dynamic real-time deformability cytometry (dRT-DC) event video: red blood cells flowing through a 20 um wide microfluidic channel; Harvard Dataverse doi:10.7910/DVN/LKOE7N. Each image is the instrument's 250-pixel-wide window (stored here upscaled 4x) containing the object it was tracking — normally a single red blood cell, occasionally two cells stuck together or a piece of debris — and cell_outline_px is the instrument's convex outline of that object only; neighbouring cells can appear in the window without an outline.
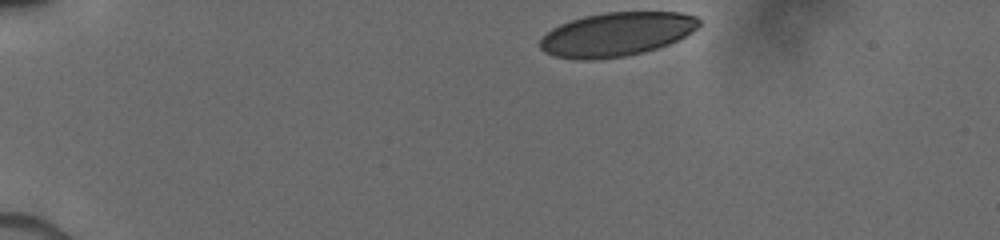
{"species": "human", "species_latin": "Homo sapiens", "temperature_condition": "cold", "stored_images_in_passage": 34, "camera_frame_rate_fps": 3000, "um_per_image_px": 0.085, "donor": {"sex": "male"}, "frame": {"image": 1, "passage_image": 1, "time_ms": 0.0, "image_size_px": [1000, 240], "cell_outline_px": [[700, 24], [692, 32], [668, 44], [644, 52], [624, 56], [592, 60], [584, 60], [556, 56], [544, 52], [540, 48], [540, 40], [552, 28], [560, 24], [584, 16], [604, 12], [680, 12], [696, 16], [700, 20]], "centroid_in_image_um": [52.41, 2.91], "position_along_channel_um": 32.6, "area_um2": 40.4}}
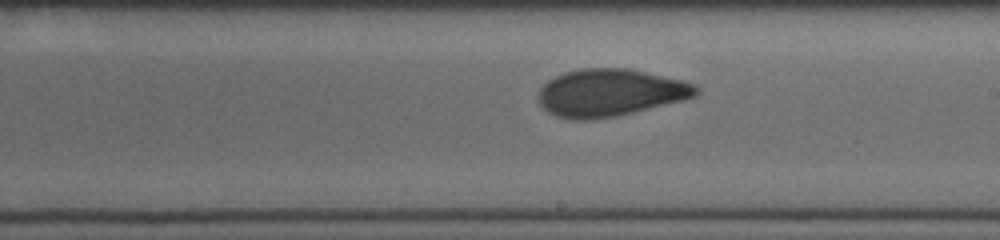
{"frame": {"image": 2, "passage_image": 17, "time_ms": 7.0, "image_size_px": [1000, 240], "cell_outline_px": [[700, 92], [696, 96], [684, 100], [616, 116], [592, 120], [568, 120], [556, 116], [548, 112], [540, 104], [536, 96], [540, 88], [548, 80], [564, 72], [580, 68], [628, 68], [684, 80], [696, 84], [700, 88]], "centroid_in_image_um": [51.86, 7.88], "position_along_channel_um": 237.1, "area_um2": 43.99}}
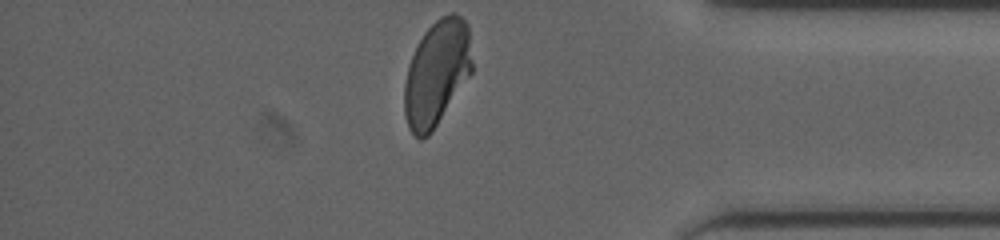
{"frame": {"image": 3, "passage_image": 33, "time_ms": 11.333, "image_size_px": [1000, 240], "cell_outline_px": [[472, 72], [432, 132], [428, 136], [420, 140], [408, 128], [404, 116], [404, 84], [408, 64], [424, 32], [440, 16], [452, 12], [456, 12], [468, 24], [472, 60]], "centroid_in_image_um": [37.12, 6.21], "position_along_channel_um": 398.1, "area_um2": 41.67}}